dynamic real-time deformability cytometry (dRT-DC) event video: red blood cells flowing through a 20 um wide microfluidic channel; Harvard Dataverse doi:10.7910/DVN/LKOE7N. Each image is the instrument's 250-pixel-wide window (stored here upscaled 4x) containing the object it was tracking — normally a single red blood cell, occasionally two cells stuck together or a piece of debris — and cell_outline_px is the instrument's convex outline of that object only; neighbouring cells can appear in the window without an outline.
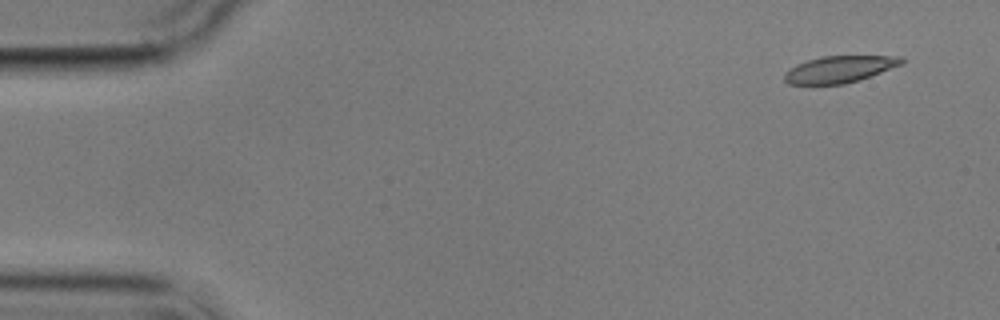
{"species": "common noctule bat (a hibernating species)", "species_latin": "Nyctalus noctula", "temperature_condition": "cold", "stored_images_in_passage": 4, "camera_frame_rate_fps": 3000, "um_per_image_px": 0.085, "animal": {"sex": "male", "body_mass_g": 17.9}, "frame": {"image": 1, "passage_image": 1, "time_ms": 0.0, "image_size_px": [1000, 320], "cell_outline_px": [[904, 64], [844, 84], [788, 84], [784, 80], [784, 72], [796, 64], [808, 60], [824, 56], [904, 56]], "centroid_in_image_um": [71.35, 5.88], "position_along_channel_um": 13.7, "area_um2": 18.09}}